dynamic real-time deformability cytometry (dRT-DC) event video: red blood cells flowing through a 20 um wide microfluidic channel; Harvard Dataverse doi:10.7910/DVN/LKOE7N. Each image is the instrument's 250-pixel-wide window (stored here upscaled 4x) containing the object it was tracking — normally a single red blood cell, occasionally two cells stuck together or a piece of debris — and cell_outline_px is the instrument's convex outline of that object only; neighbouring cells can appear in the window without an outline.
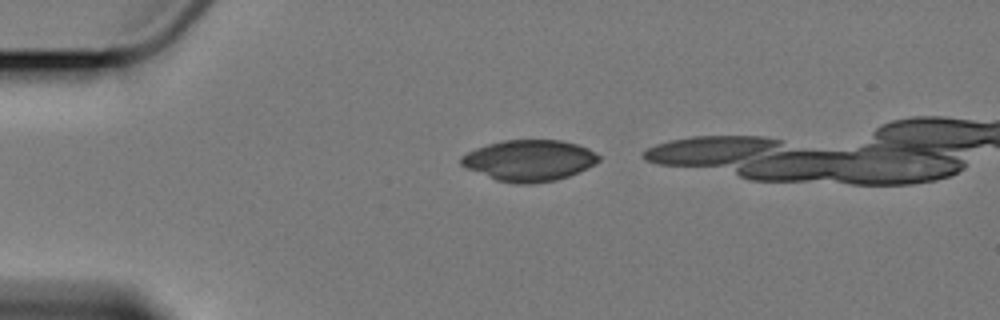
{"species": "Egyptian fruit bat (a non-hibernating species)", "species_latin": "Rousettus aegyptiacus", "temperature_condition": "cold", "stored_images_in_passage": 3, "camera_frame_rate_fps": 3000, "um_per_image_px": 0.085, "animal": {"sex": "female"}, "frame": {"image": 1, "passage_image": 1, "time_ms": 0.0, "image_size_px": [1000, 320], "cell_outline_px": [[600, 160], [596, 164], [588, 168], [568, 176], [556, 180], [532, 184], [520, 184], [496, 180], [464, 168], [460, 164], [460, 156], [476, 148], [488, 144], [504, 140], [560, 140], [576, 144], [588, 148], [600, 156]], "centroid_in_image_um": [44.97, 13.64], "position_along_channel_um": 40.0, "area_um2": 33.12}}